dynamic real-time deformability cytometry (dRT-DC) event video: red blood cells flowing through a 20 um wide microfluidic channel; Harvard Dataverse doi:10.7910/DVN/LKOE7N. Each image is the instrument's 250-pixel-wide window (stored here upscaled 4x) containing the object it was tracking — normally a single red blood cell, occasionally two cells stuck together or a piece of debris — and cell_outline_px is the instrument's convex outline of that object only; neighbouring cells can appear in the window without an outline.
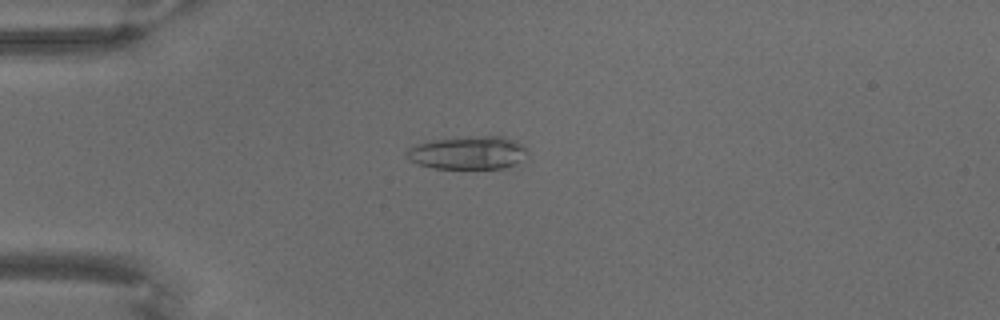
{"species": "common noctule bat (a hibernating species)", "species_latin": "Nyctalus noctula", "temperature_condition": "warm", "stored_images_in_passage": 71, "camera_frame_rate_fps": 3000, "um_per_image_px": 0.085, "animal": {"sex": "male", "body_mass_g": 18.8}, "frame": {"image": 1, "passage_image": 20, "time_ms": 6.333, "image_size_px": [1000, 320], "cell_outline_px": [[524, 156], [520, 160], [504, 168], [436, 168], [416, 164], [404, 152], [408, 148], [416, 144], [432, 140], [468, 136], [504, 136], [516, 140], [524, 148]], "centroid_in_image_um": [39.73, 12.96], "position_along_channel_um": 45.3, "area_um2": 23.0}}